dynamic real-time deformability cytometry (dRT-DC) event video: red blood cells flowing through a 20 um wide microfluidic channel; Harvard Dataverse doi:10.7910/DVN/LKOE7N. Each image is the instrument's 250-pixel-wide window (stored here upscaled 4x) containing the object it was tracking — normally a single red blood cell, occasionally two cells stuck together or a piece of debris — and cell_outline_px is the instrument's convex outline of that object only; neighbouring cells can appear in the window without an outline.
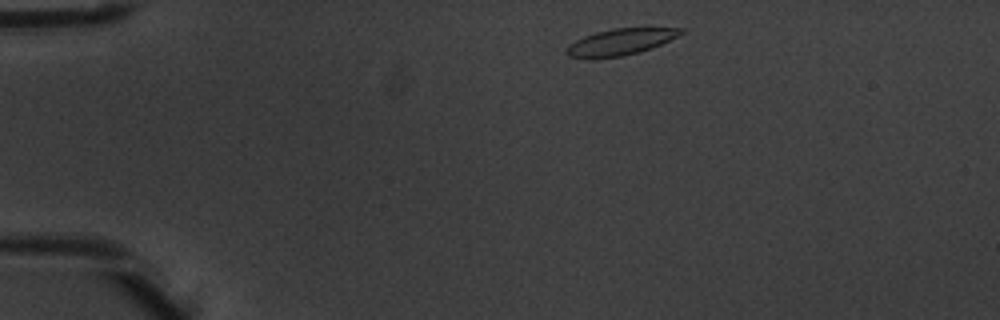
{"species": "common noctule bat (a hibernating species)", "species_latin": "Nyctalus noctula", "temperature_condition": "warm", "stored_images_in_passage": 4, "camera_frame_rate_fps": 3000, "um_per_image_px": 0.085, "animal": {"sex": "male", "body_mass_g": 20.1, "forearm_length_mm": 53.5}, "frame": {"image": 1, "passage_image": 1, "time_ms": 0.0, "image_size_px": [1000, 320], "cell_outline_px": [[684, 32], [652, 48], [640, 52], [624, 56], [592, 60], [588, 60], [568, 56], [564, 52], [576, 40], [584, 36], [596, 32], [612, 28], [684, 28]], "centroid_in_image_um": [52.68, 3.6], "position_along_channel_um": 32.3, "area_um2": 17.74}}
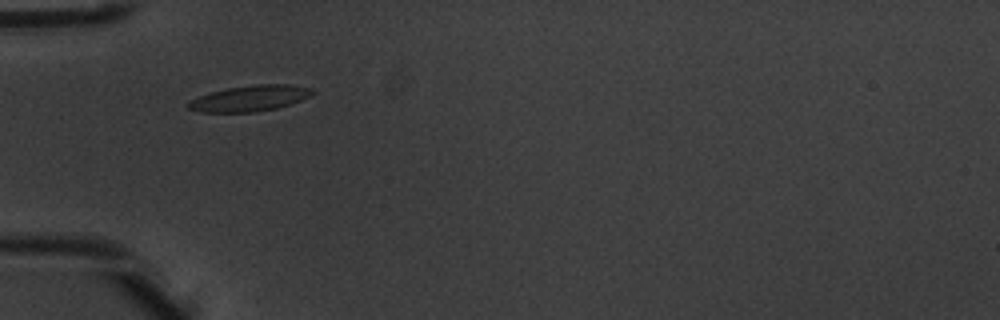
{"frame": {"image": 2, "passage_image": 3, "time_ms": 0.667, "image_size_px": [1000, 320], "cell_outline_px": [[316, 92], [300, 100], [276, 108], [256, 112], [200, 112], [188, 108], [188, 100], [212, 92], [228, 88], [256, 84], [288, 84], [312, 88]], "centroid_in_image_um": [21.23, 8.35], "position_along_channel_um": 63.8, "area_um2": 18.5}}